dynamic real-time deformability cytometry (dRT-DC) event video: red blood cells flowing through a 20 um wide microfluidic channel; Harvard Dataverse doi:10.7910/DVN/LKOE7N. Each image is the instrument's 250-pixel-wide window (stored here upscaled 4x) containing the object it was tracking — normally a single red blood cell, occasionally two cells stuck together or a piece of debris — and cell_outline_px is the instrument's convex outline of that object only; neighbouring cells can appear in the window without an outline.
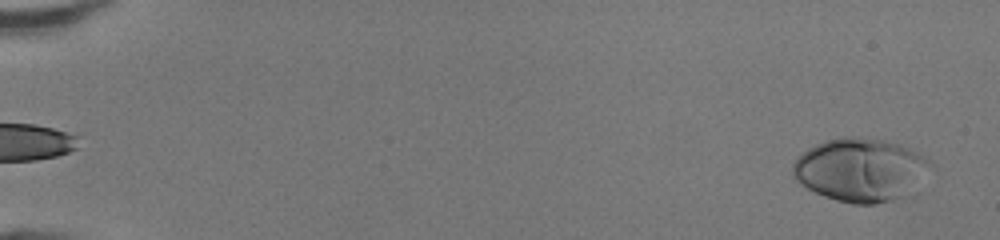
{"species": "human", "species_latin": "Homo sapiens", "temperature_condition": "room temperature", "stored_images_in_passage": 48, "camera_frame_rate_fps": 3000, "um_per_image_px": 0.085, "donor": {"sex": "female"}, "frame": {"image": 1, "passage_image": 2, "time_ms": 0.333, "image_size_px": [1000, 240], "cell_outline_px": [[936, 164], [900, 196], [892, 200], [876, 204], [852, 204], [836, 200], [824, 196], [800, 184], [792, 176], [792, 164], [808, 148], [816, 144], [840, 136], [860, 136], [884, 140], [900, 144], [920, 152], [928, 156]], "centroid_in_image_um": [73.13, 14.39], "position_along_channel_um": 11.9, "area_um2": 50.58}}
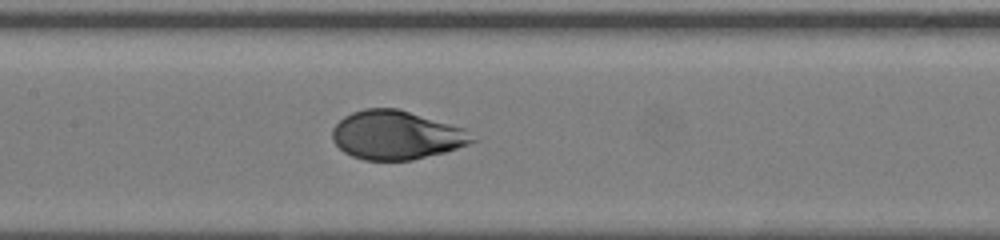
{"frame": {"image": 2, "passage_image": 25, "time_ms": 8.0, "image_size_px": [1000, 240], "cell_outline_px": [[480, 140], [444, 152], [412, 160], [364, 160], [352, 156], [344, 152], [332, 140], [332, 128], [344, 116], [352, 112], [364, 108], [396, 108], [464, 128]], "centroid_in_image_um": [33.68, 11.48], "position_along_channel_um": 173.7, "area_um2": 39.65}}
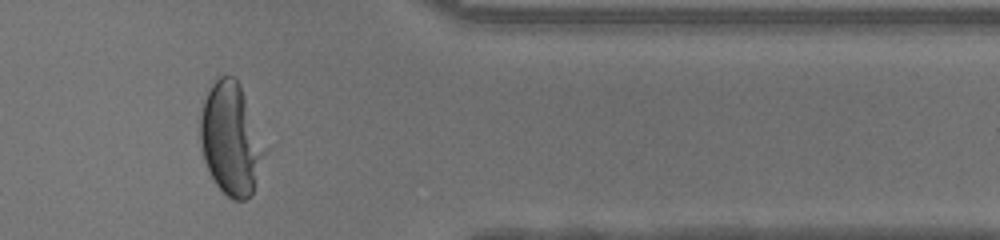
{"frame": {"image": 3, "passage_image": 41, "time_ms": 13.333, "image_size_px": [1000, 240], "cell_outline_px": [[264, 152], [252, 192], [244, 200], [232, 200], [216, 184], [204, 160], [200, 144], [200, 116], [204, 100], [212, 84], [220, 76], [236, 76], [240, 84]], "centroid_in_image_um": [19.55, 11.8], "position_along_channel_um": 391.8, "area_um2": 40.46}, "authors_computed_cell_mechanics": {"area_um2": 43.4078, "velocity_mm_per_s": 4.3079, "shape_relaxation_time_tau1_ms": 2.4387, "shape_relaxation_time_tau2_ms": null, "deformation_change_tau1": 0.2004, "deformation_change_tau2": null}}